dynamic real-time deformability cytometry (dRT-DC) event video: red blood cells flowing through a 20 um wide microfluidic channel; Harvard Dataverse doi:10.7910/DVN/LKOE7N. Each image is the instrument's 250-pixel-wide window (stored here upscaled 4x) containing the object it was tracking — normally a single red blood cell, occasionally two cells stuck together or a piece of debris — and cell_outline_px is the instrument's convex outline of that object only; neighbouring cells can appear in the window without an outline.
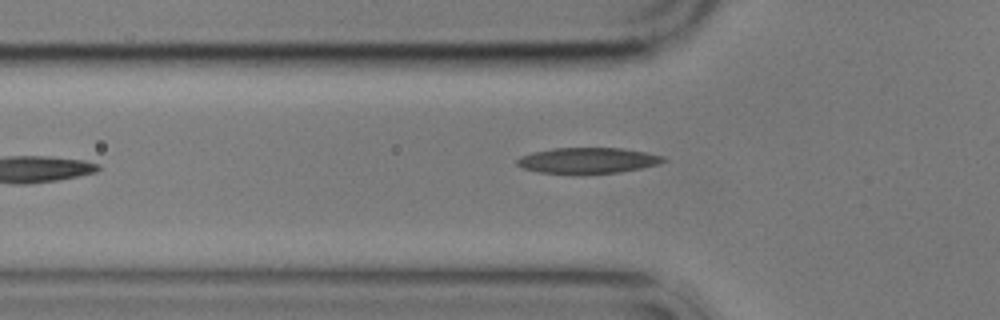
{"species": "common noctule bat (a hibernating species)", "species_latin": "Nyctalus noctula", "temperature_condition": "cold", "stored_images_in_passage": 5, "camera_frame_rate_fps": 3000, "um_per_image_px": 0.085, "animal": {"sex": "male", "body_mass_g": 17.9}, "frame": {"image": 1, "passage_image": 5, "time_ms": 4.667, "image_size_px": [1000, 320], "cell_outline_px": [[668, 160], [656, 164], [640, 168], [620, 172], [580, 176], [572, 176], [536, 172], [520, 168], [516, 164], [516, 160], [520, 156], [532, 152], [552, 148], [620, 148], [644, 152], [664, 156]], "centroid_in_image_um": [49.86, 13.68], "position_along_channel_um": 75.9, "area_um2": 22.83}}